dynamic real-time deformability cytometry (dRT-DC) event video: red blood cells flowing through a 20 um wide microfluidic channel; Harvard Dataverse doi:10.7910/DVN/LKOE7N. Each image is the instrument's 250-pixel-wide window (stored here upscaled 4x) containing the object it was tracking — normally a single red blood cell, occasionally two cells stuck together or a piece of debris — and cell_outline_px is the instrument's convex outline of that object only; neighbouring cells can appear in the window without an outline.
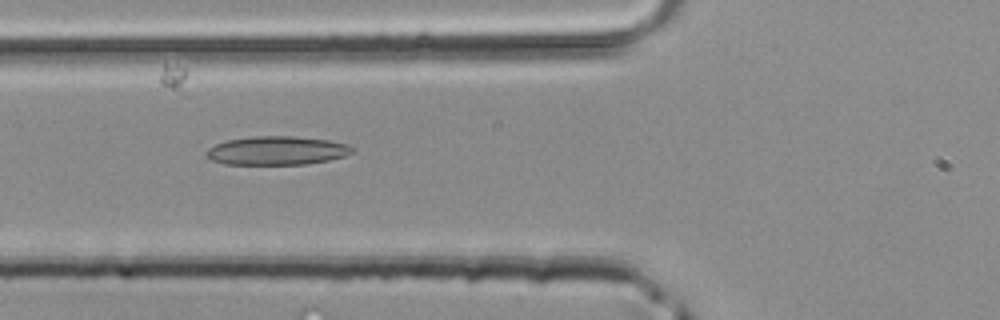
{"species": "common noctule bat (a hibernating species)", "species_latin": "Nyctalus noctula", "temperature_condition": "room temperature", "stored_images_in_passage": 30, "camera_frame_rate_fps": 3000, "um_per_image_px": 0.085, "animal": {"sex": "male", "body_mass_g": 20.4}, "frame": {"image": 1, "passage_image": 3, "time_ms": 0.667, "image_size_px": [1000, 320], "cell_outline_px": [[356, 148], [352, 152], [344, 156], [328, 160], [304, 164], [224, 164], [212, 160], [204, 152], [208, 148], [224, 140], [252, 136], [292, 136], [328, 140], [348, 144]], "centroid_in_image_um": [23.52, 12.79], "position_along_channel_um": 102.3, "area_um2": 24.39}}
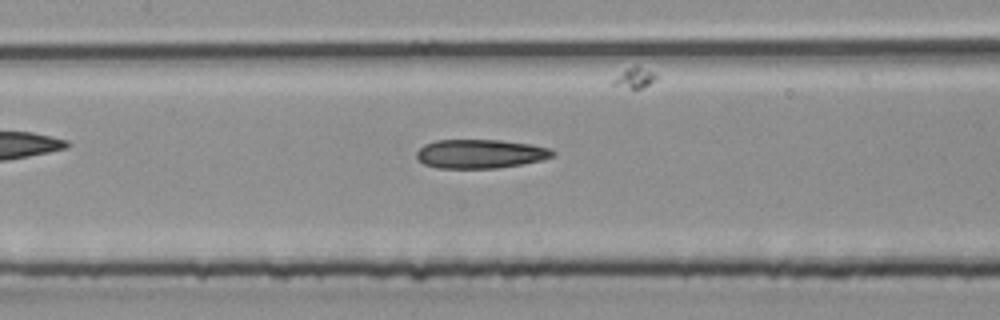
{"frame": {"image": 2, "passage_image": 7, "time_ms": 2.0, "image_size_px": [1000, 320], "cell_outline_px": [[556, 152], [552, 156], [544, 160], [496, 168], [436, 168], [424, 164], [416, 156], [416, 152], [424, 144], [436, 140], [500, 140], [532, 144], [552, 148]], "centroid_in_image_um": [40.85, 13.07], "position_along_channel_um": 166.6, "area_um2": 23.06}}
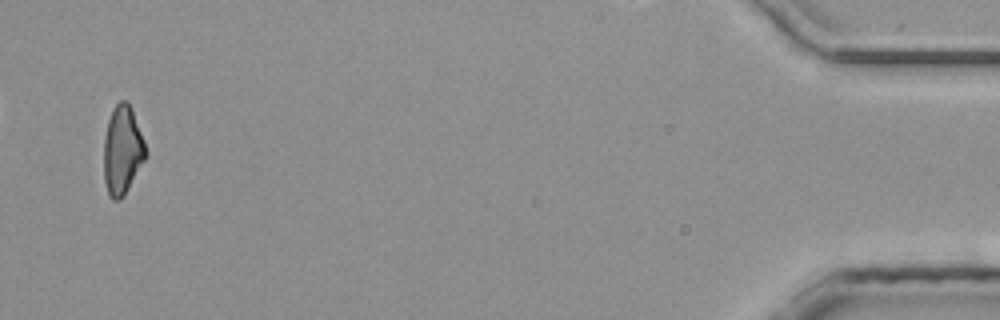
{"frame": {"image": 3, "passage_image": 29, "time_ms": 9.333, "image_size_px": [1000, 320], "cell_outline_px": [[148, 152], [144, 160], [124, 196], [120, 200], [112, 200], [108, 196], [104, 180], [104, 136], [108, 120], [112, 108], [120, 100], [124, 100], [132, 108], [144, 140]], "centroid_in_image_um": [10.39, 12.78], "position_along_channel_um": 424.8, "area_um2": 21.79}}